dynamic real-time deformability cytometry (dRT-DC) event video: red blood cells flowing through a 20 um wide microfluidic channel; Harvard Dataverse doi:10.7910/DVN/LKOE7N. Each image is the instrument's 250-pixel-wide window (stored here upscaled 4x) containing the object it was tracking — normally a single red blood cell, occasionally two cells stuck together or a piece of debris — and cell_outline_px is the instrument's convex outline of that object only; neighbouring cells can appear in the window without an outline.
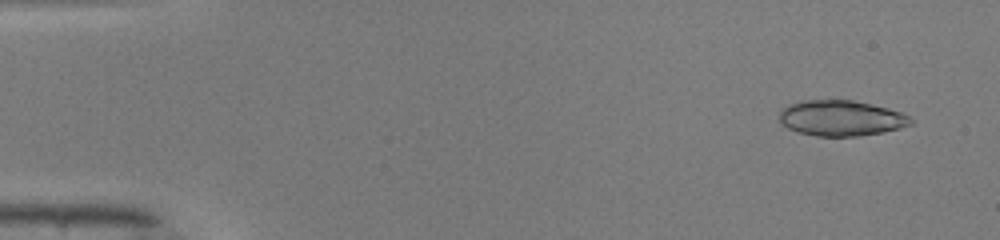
{"species": "common noctule bat (a hibernating species)", "species_latin": "Nyctalus noctula", "temperature_condition": "warm", "stored_images_in_passage": 48, "camera_frame_rate_fps": 3000, "um_per_image_px": 0.085, "animal": {"sex": "male", "body_mass_g": 19.0, "forearm_length_mm": 50.8}, "frame": {"image": 1, "passage_image": 3, "time_ms": 0.667, "image_size_px": [1000, 240], "cell_outline_px": [[912, 124], [900, 128], [860, 136], [816, 136], [796, 132], [780, 124], [780, 112], [788, 104], [800, 100], [852, 100], [888, 108], [900, 112], [908, 116], [912, 120]], "centroid_in_image_um": [71.45, 10.04], "position_along_channel_um": 13.5, "area_um2": 27.22}}
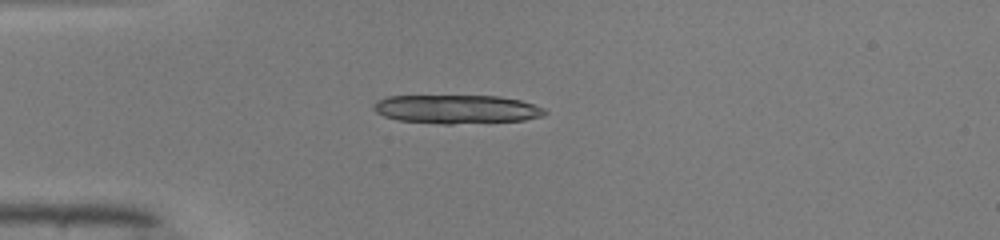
{"frame": {"image": 2, "passage_image": 13, "time_ms": 4.0, "image_size_px": [1000, 240], "cell_outline_px": [[548, 112], [544, 116], [524, 120], [452, 124], [444, 124], [400, 120], [384, 116], [376, 112], [372, 108], [372, 104], [376, 100], [388, 96], [500, 96], [520, 100], [544, 108]], "centroid_in_image_um": [38.81, 9.28], "position_along_channel_um": 46.2, "area_um2": 28.67}, "authors_computed_cell_mechanics": {"area_um2": 27.2238, "velocity_mm_per_s": 4.164, "shape_relaxation_time_tau1_ms": null, "shape_relaxation_time_tau2_ms": 2.9702, "deformation_change_tau1": null, "deformation_change_tau2": 0.0913}}